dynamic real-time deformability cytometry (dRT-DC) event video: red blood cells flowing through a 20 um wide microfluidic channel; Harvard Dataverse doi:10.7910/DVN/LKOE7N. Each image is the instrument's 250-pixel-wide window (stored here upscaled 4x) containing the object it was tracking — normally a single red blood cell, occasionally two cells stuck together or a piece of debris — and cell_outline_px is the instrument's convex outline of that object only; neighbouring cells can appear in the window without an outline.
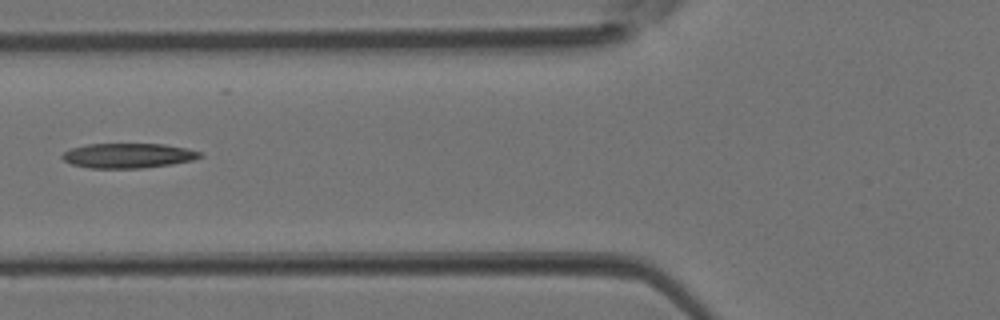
{"species": "Egyptian fruit bat (a non-hibernating species)", "species_latin": "Rousettus aegyptiacus", "temperature_condition": "room temperature", "stored_images_in_passage": 4, "camera_frame_rate_fps": 3000, "um_per_image_px": 0.085, "animal": {"sex": "female"}, "frame": {"image": 1, "passage_image": 4, "time_ms": 1.0, "image_size_px": [1000, 320], "cell_outline_px": [[204, 156], [192, 160], [172, 164], [140, 168], [88, 168], [72, 164], [64, 160], [60, 156], [64, 152], [72, 148], [88, 144], [164, 144], [188, 148], [200, 152]], "centroid_in_image_um": [10.9, 13.22], "position_along_channel_um": 114.9, "area_um2": 19.88}}